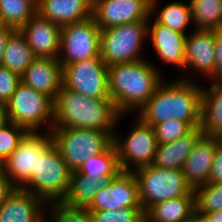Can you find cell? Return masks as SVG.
Here are the masks:
<instances>
[{"label":"cell","instance_id":"7bdbcfd3","mask_svg":"<svg viewBox=\"0 0 222 222\" xmlns=\"http://www.w3.org/2000/svg\"><path fill=\"white\" fill-rule=\"evenodd\" d=\"M48 218H49V219H48ZM40 222H54V221H53L50 217H48L47 214H45V215L41 218Z\"/></svg>","mask_w":222,"mask_h":222},{"label":"cell","instance_id":"4fadbf2b","mask_svg":"<svg viewBox=\"0 0 222 222\" xmlns=\"http://www.w3.org/2000/svg\"><path fill=\"white\" fill-rule=\"evenodd\" d=\"M158 0H93V14L100 30L150 20Z\"/></svg>","mask_w":222,"mask_h":222},{"label":"cell","instance_id":"d4e9b609","mask_svg":"<svg viewBox=\"0 0 222 222\" xmlns=\"http://www.w3.org/2000/svg\"><path fill=\"white\" fill-rule=\"evenodd\" d=\"M36 58L20 30H15L8 38L2 56L1 66L20 77Z\"/></svg>","mask_w":222,"mask_h":222},{"label":"cell","instance_id":"f35d334b","mask_svg":"<svg viewBox=\"0 0 222 222\" xmlns=\"http://www.w3.org/2000/svg\"><path fill=\"white\" fill-rule=\"evenodd\" d=\"M15 189L0 167V206Z\"/></svg>","mask_w":222,"mask_h":222},{"label":"cell","instance_id":"7a4b0ae2","mask_svg":"<svg viewBox=\"0 0 222 222\" xmlns=\"http://www.w3.org/2000/svg\"><path fill=\"white\" fill-rule=\"evenodd\" d=\"M152 63L142 59L108 67L110 98L121 115L139 110L164 81Z\"/></svg>","mask_w":222,"mask_h":222},{"label":"cell","instance_id":"7402d4cb","mask_svg":"<svg viewBox=\"0 0 222 222\" xmlns=\"http://www.w3.org/2000/svg\"><path fill=\"white\" fill-rule=\"evenodd\" d=\"M145 222H188L196 216V194L191 190L181 196L156 203L145 213Z\"/></svg>","mask_w":222,"mask_h":222},{"label":"cell","instance_id":"3957f363","mask_svg":"<svg viewBox=\"0 0 222 222\" xmlns=\"http://www.w3.org/2000/svg\"><path fill=\"white\" fill-rule=\"evenodd\" d=\"M121 116L112 99L90 98L62 86L54 100L53 128L115 132Z\"/></svg>","mask_w":222,"mask_h":222},{"label":"cell","instance_id":"e575fe53","mask_svg":"<svg viewBox=\"0 0 222 222\" xmlns=\"http://www.w3.org/2000/svg\"><path fill=\"white\" fill-rule=\"evenodd\" d=\"M156 132L158 144L174 142L180 137L188 134L193 128L180 120L172 119L160 122L153 126Z\"/></svg>","mask_w":222,"mask_h":222},{"label":"cell","instance_id":"44dd1931","mask_svg":"<svg viewBox=\"0 0 222 222\" xmlns=\"http://www.w3.org/2000/svg\"><path fill=\"white\" fill-rule=\"evenodd\" d=\"M37 12L62 27L89 19L93 0H37Z\"/></svg>","mask_w":222,"mask_h":222},{"label":"cell","instance_id":"74e56055","mask_svg":"<svg viewBox=\"0 0 222 222\" xmlns=\"http://www.w3.org/2000/svg\"><path fill=\"white\" fill-rule=\"evenodd\" d=\"M208 183H222V138H218Z\"/></svg>","mask_w":222,"mask_h":222},{"label":"cell","instance_id":"d6a6232c","mask_svg":"<svg viewBox=\"0 0 222 222\" xmlns=\"http://www.w3.org/2000/svg\"><path fill=\"white\" fill-rule=\"evenodd\" d=\"M28 133L25 128L12 122L0 127V165L12 154Z\"/></svg>","mask_w":222,"mask_h":222},{"label":"cell","instance_id":"ab89813d","mask_svg":"<svg viewBox=\"0 0 222 222\" xmlns=\"http://www.w3.org/2000/svg\"><path fill=\"white\" fill-rule=\"evenodd\" d=\"M14 31L15 29L5 25L0 29V66L8 38Z\"/></svg>","mask_w":222,"mask_h":222},{"label":"cell","instance_id":"8992f818","mask_svg":"<svg viewBox=\"0 0 222 222\" xmlns=\"http://www.w3.org/2000/svg\"><path fill=\"white\" fill-rule=\"evenodd\" d=\"M51 136L71 171L88 158L105 152L113 144L114 132L84 128H53Z\"/></svg>","mask_w":222,"mask_h":222},{"label":"cell","instance_id":"30bf717a","mask_svg":"<svg viewBox=\"0 0 222 222\" xmlns=\"http://www.w3.org/2000/svg\"><path fill=\"white\" fill-rule=\"evenodd\" d=\"M60 53L62 68L100 55L101 30L94 18L61 27Z\"/></svg>","mask_w":222,"mask_h":222},{"label":"cell","instance_id":"ac0fdd59","mask_svg":"<svg viewBox=\"0 0 222 222\" xmlns=\"http://www.w3.org/2000/svg\"><path fill=\"white\" fill-rule=\"evenodd\" d=\"M62 76L58 59L36 57L21 76V82L55 100L63 86Z\"/></svg>","mask_w":222,"mask_h":222},{"label":"cell","instance_id":"b9f144b4","mask_svg":"<svg viewBox=\"0 0 222 222\" xmlns=\"http://www.w3.org/2000/svg\"><path fill=\"white\" fill-rule=\"evenodd\" d=\"M9 122L6 103L0 101V127Z\"/></svg>","mask_w":222,"mask_h":222},{"label":"cell","instance_id":"484cf974","mask_svg":"<svg viewBox=\"0 0 222 222\" xmlns=\"http://www.w3.org/2000/svg\"><path fill=\"white\" fill-rule=\"evenodd\" d=\"M105 181L108 180L95 179L72 171L69 189L62 202L71 207L87 208L92 203Z\"/></svg>","mask_w":222,"mask_h":222},{"label":"cell","instance_id":"8fae6325","mask_svg":"<svg viewBox=\"0 0 222 222\" xmlns=\"http://www.w3.org/2000/svg\"><path fill=\"white\" fill-rule=\"evenodd\" d=\"M63 87L95 99H111L108 66L99 55L62 68Z\"/></svg>","mask_w":222,"mask_h":222},{"label":"cell","instance_id":"ee69618b","mask_svg":"<svg viewBox=\"0 0 222 222\" xmlns=\"http://www.w3.org/2000/svg\"><path fill=\"white\" fill-rule=\"evenodd\" d=\"M188 222H201L196 216Z\"/></svg>","mask_w":222,"mask_h":222},{"label":"cell","instance_id":"e0dca14e","mask_svg":"<svg viewBox=\"0 0 222 222\" xmlns=\"http://www.w3.org/2000/svg\"><path fill=\"white\" fill-rule=\"evenodd\" d=\"M217 145L218 137L202 134L184 161L185 181L192 190L208 183Z\"/></svg>","mask_w":222,"mask_h":222},{"label":"cell","instance_id":"836d02e7","mask_svg":"<svg viewBox=\"0 0 222 222\" xmlns=\"http://www.w3.org/2000/svg\"><path fill=\"white\" fill-rule=\"evenodd\" d=\"M93 222H145L142 208L89 211Z\"/></svg>","mask_w":222,"mask_h":222},{"label":"cell","instance_id":"6da1fadb","mask_svg":"<svg viewBox=\"0 0 222 222\" xmlns=\"http://www.w3.org/2000/svg\"><path fill=\"white\" fill-rule=\"evenodd\" d=\"M166 82L162 81L149 100L137 110L138 118L150 126L176 119L187 122L192 128L200 127L203 86L187 76Z\"/></svg>","mask_w":222,"mask_h":222},{"label":"cell","instance_id":"603a6c76","mask_svg":"<svg viewBox=\"0 0 222 222\" xmlns=\"http://www.w3.org/2000/svg\"><path fill=\"white\" fill-rule=\"evenodd\" d=\"M202 134L200 127H196L174 142L158 144L151 165L165 169H182L184 161Z\"/></svg>","mask_w":222,"mask_h":222},{"label":"cell","instance_id":"ffe728a7","mask_svg":"<svg viewBox=\"0 0 222 222\" xmlns=\"http://www.w3.org/2000/svg\"><path fill=\"white\" fill-rule=\"evenodd\" d=\"M45 205L31 192L16 188L0 206V222H40Z\"/></svg>","mask_w":222,"mask_h":222},{"label":"cell","instance_id":"d6986e66","mask_svg":"<svg viewBox=\"0 0 222 222\" xmlns=\"http://www.w3.org/2000/svg\"><path fill=\"white\" fill-rule=\"evenodd\" d=\"M152 24L151 27L150 23H148V36L150 35L151 43L160 58L159 60L166 65L170 64L177 69L183 70L186 35L173 31L155 20Z\"/></svg>","mask_w":222,"mask_h":222},{"label":"cell","instance_id":"f546056e","mask_svg":"<svg viewBox=\"0 0 222 222\" xmlns=\"http://www.w3.org/2000/svg\"><path fill=\"white\" fill-rule=\"evenodd\" d=\"M155 21L169 27L171 30L186 34V27L192 23L190 3L173 1L166 4L154 14Z\"/></svg>","mask_w":222,"mask_h":222},{"label":"cell","instance_id":"f1b7e54d","mask_svg":"<svg viewBox=\"0 0 222 222\" xmlns=\"http://www.w3.org/2000/svg\"><path fill=\"white\" fill-rule=\"evenodd\" d=\"M37 13V0H0V16L5 26L20 30Z\"/></svg>","mask_w":222,"mask_h":222},{"label":"cell","instance_id":"4316f807","mask_svg":"<svg viewBox=\"0 0 222 222\" xmlns=\"http://www.w3.org/2000/svg\"><path fill=\"white\" fill-rule=\"evenodd\" d=\"M121 171L114 144L105 152L85 160L76 170L77 173L100 180L112 179Z\"/></svg>","mask_w":222,"mask_h":222},{"label":"cell","instance_id":"2e32d148","mask_svg":"<svg viewBox=\"0 0 222 222\" xmlns=\"http://www.w3.org/2000/svg\"><path fill=\"white\" fill-rule=\"evenodd\" d=\"M189 34L185 40L184 68L192 67L209 80L216 64L214 30L193 29Z\"/></svg>","mask_w":222,"mask_h":222},{"label":"cell","instance_id":"5b68a950","mask_svg":"<svg viewBox=\"0 0 222 222\" xmlns=\"http://www.w3.org/2000/svg\"><path fill=\"white\" fill-rule=\"evenodd\" d=\"M6 107L9 122L25 128L29 133L39 132L45 124L47 126L45 132L53 129L54 100L23 82L18 84Z\"/></svg>","mask_w":222,"mask_h":222},{"label":"cell","instance_id":"4dcf8cb0","mask_svg":"<svg viewBox=\"0 0 222 222\" xmlns=\"http://www.w3.org/2000/svg\"><path fill=\"white\" fill-rule=\"evenodd\" d=\"M196 214L222 210V183H207L195 190Z\"/></svg>","mask_w":222,"mask_h":222},{"label":"cell","instance_id":"7c38bea8","mask_svg":"<svg viewBox=\"0 0 222 222\" xmlns=\"http://www.w3.org/2000/svg\"><path fill=\"white\" fill-rule=\"evenodd\" d=\"M53 141L51 132H31L0 165L15 188H22L35 170L37 156Z\"/></svg>","mask_w":222,"mask_h":222},{"label":"cell","instance_id":"9c48e42d","mask_svg":"<svg viewBox=\"0 0 222 222\" xmlns=\"http://www.w3.org/2000/svg\"><path fill=\"white\" fill-rule=\"evenodd\" d=\"M134 123L125 140L118 136V132L113 134V144L123 172H132L151 165L157 150L158 143L153 126L143 123L138 117Z\"/></svg>","mask_w":222,"mask_h":222},{"label":"cell","instance_id":"9a60e30c","mask_svg":"<svg viewBox=\"0 0 222 222\" xmlns=\"http://www.w3.org/2000/svg\"><path fill=\"white\" fill-rule=\"evenodd\" d=\"M36 57L56 58L60 53L61 27L38 12L20 29Z\"/></svg>","mask_w":222,"mask_h":222},{"label":"cell","instance_id":"1f68e13d","mask_svg":"<svg viewBox=\"0 0 222 222\" xmlns=\"http://www.w3.org/2000/svg\"><path fill=\"white\" fill-rule=\"evenodd\" d=\"M47 206L46 214L54 222H93L87 208L71 207L63 202L49 203Z\"/></svg>","mask_w":222,"mask_h":222},{"label":"cell","instance_id":"d590c367","mask_svg":"<svg viewBox=\"0 0 222 222\" xmlns=\"http://www.w3.org/2000/svg\"><path fill=\"white\" fill-rule=\"evenodd\" d=\"M20 82L19 75L0 66V101L7 103Z\"/></svg>","mask_w":222,"mask_h":222},{"label":"cell","instance_id":"cb8c5ba5","mask_svg":"<svg viewBox=\"0 0 222 222\" xmlns=\"http://www.w3.org/2000/svg\"><path fill=\"white\" fill-rule=\"evenodd\" d=\"M200 129L204 135L222 138V82L202 87Z\"/></svg>","mask_w":222,"mask_h":222},{"label":"cell","instance_id":"ba28073f","mask_svg":"<svg viewBox=\"0 0 222 222\" xmlns=\"http://www.w3.org/2000/svg\"><path fill=\"white\" fill-rule=\"evenodd\" d=\"M149 22L143 20L101 30L100 56L108 67L145 59L140 53L148 37Z\"/></svg>","mask_w":222,"mask_h":222},{"label":"cell","instance_id":"277c9868","mask_svg":"<svg viewBox=\"0 0 222 222\" xmlns=\"http://www.w3.org/2000/svg\"><path fill=\"white\" fill-rule=\"evenodd\" d=\"M71 170L52 141L39 156L31 179L21 188L46 204L62 202L67 195Z\"/></svg>","mask_w":222,"mask_h":222},{"label":"cell","instance_id":"5bb4252c","mask_svg":"<svg viewBox=\"0 0 222 222\" xmlns=\"http://www.w3.org/2000/svg\"><path fill=\"white\" fill-rule=\"evenodd\" d=\"M120 208H142L138 182L133 172L121 171L116 177L105 181L87 210L105 211Z\"/></svg>","mask_w":222,"mask_h":222},{"label":"cell","instance_id":"8d00e7d4","mask_svg":"<svg viewBox=\"0 0 222 222\" xmlns=\"http://www.w3.org/2000/svg\"><path fill=\"white\" fill-rule=\"evenodd\" d=\"M215 43V67L213 76L210 78L212 83L222 82V29L214 30Z\"/></svg>","mask_w":222,"mask_h":222},{"label":"cell","instance_id":"52a82bcc","mask_svg":"<svg viewBox=\"0 0 222 222\" xmlns=\"http://www.w3.org/2000/svg\"><path fill=\"white\" fill-rule=\"evenodd\" d=\"M138 182L139 199L145 213L161 201L186 196L192 189L182 169H165L153 165L132 171Z\"/></svg>","mask_w":222,"mask_h":222},{"label":"cell","instance_id":"83f0119b","mask_svg":"<svg viewBox=\"0 0 222 222\" xmlns=\"http://www.w3.org/2000/svg\"><path fill=\"white\" fill-rule=\"evenodd\" d=\"M195 29H222V0H189Z\"/></svg>","mask_w":222,"mask_h":222},{"label":"cell","instance_id":"60d3db41","mask_svg":"<svg viewBox=\"0 0 222 222\" xmlns=\"http://www.w3.org/2000/svg\"><path fill=\"white\" fill-rule=\"evenodd\" d=\"M201 222H222V210L209 214H196Z\"/></svg>","mask_w":222,"mask_h":222},{"label":"cell","instance_id":"f6af8a7d","mask_svg":"<svg viewBox=\"0 0 222 222\" xmlns=\"http://www.w3.org/2000/svg\"><path fill=\"white\" fill-rule=\"evenodd\" d=\"M4 26L3 22H2V19H1V16H0V29Z\"/></svg>","mask_w":222,"mask_h":222}]
</instances>
